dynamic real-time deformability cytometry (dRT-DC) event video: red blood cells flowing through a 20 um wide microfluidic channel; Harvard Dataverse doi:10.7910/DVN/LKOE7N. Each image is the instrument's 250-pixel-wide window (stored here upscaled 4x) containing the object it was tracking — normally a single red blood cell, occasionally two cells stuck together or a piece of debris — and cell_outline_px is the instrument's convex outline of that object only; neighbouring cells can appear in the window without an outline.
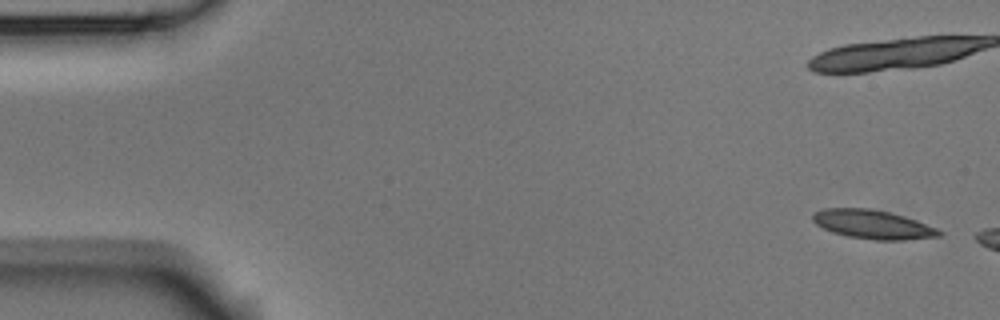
{"species": "Egyptian fruit bat (a non-hibernating species)", "species_latin": "Rousettus aegyptiacus", "temperature_condition": "room temperature", "stored_images_in_passage": 4, "camera_frame_rate_fps": 3000, "um_per_image_px": 0.085, "animal": {"sex": "male"}, "frame": {"image": 1, "passage_image": 1, "time_ms": 0.0, "image_size_px": [1000, 320], "cell_outline_px": [[944, 232], [940, 236], [904, 240], [876, 240], [848, 236], [832, 232], [816, 224], [812, 220], [812, 216], [816, 212], [824, 208], [868, 208], [888, 212], [904, 216], [916, 220], [936, 228]], "centroid_in_image_um": [74.19, 19.08], "position_along_channel_um": 10.8, "area_um2": 21.1}}